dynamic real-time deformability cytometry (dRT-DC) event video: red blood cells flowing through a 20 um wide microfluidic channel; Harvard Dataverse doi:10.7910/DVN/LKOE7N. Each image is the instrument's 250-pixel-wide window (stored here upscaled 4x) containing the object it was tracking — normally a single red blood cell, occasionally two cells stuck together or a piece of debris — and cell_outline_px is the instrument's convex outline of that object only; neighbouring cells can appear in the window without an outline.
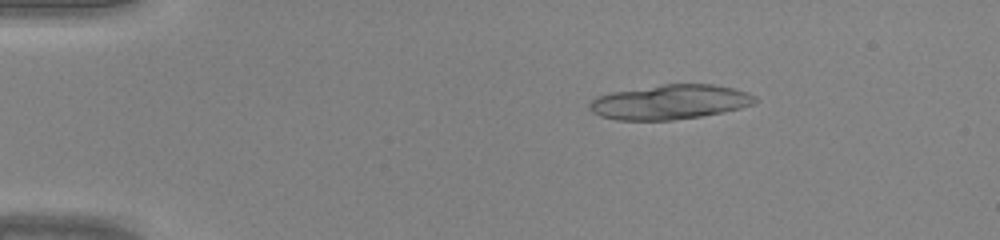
{"species": "common noctule bat (a hibernating species)", "species_latin": "Nyctalus noctula", "temperature_condition": "warm", "stored_images_in_passage": 45, "segment_of_instrument_passage": [1, 2], "camera_frame_rate_fps": 3000, "um_per_image_px": 0.085, "animal": {"sex": "male", "body_mass_g": 20.0, "forearm_length_mm": 53.3}, "frame": {"image": 1, "passage_image": 8, "time_ms": 2.333, "image_size_px": [1000, 240], "cell_outline_px": [[760, 100], [752, 104], [740, 108], [724, 112], [700, 116], [672, 120], [616, 120], [600, 116], [592, 112], [588, 108], [588, 104], [596, 96], [612, 92], [664, 84], [712, 84], [732, 88], [748, 92], [756, 96]], "centroid_in_image_um": [56.94, 8.67], "position_along_channel_um": 28.1, "area_um2": 33.47}}